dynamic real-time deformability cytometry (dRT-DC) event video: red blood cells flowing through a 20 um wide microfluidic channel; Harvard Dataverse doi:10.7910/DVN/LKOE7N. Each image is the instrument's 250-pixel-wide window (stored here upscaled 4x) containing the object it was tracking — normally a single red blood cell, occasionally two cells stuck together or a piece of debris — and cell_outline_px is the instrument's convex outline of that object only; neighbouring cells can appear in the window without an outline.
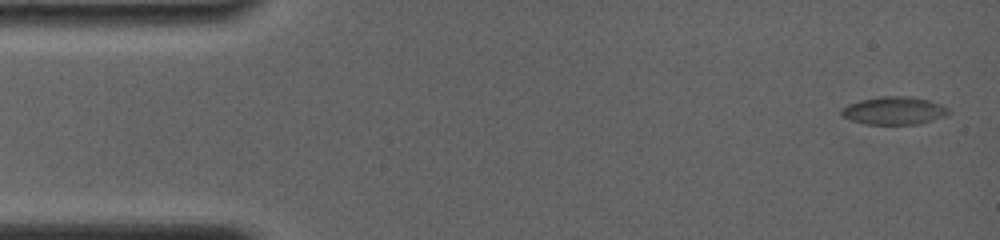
{"species": "common noctule bat (a hibernating species)", "species_latin": "Nyctalus noctula", "temperature_condition": "room temperature", "stored_images_in_passage": 10, "camera_frame_rate_fps": 4000, "um_per_image_px": 0.085, "animal": {"sex": "female", "body_mass_g": 19.0, "forearm_length_mm": 56.7}, "frame": {"image": 1, "passage_image": 1, "time_ms": 0.0, "image_size_px": [1000, 240], "cell_outline_px": [[948, 112], [944, 116], [920, 124], [868, 124], [852, 120], [844, 116], [840, 112], [840, 108], [848, 104], [860, 100], [880, 96], [912, 96], [928, 100], [940, 104], [948, 108]], "centroid_in_image_um": [75.97, 9.39], "position_along_channel_um": 9.0, "area_um2": 17.28}}
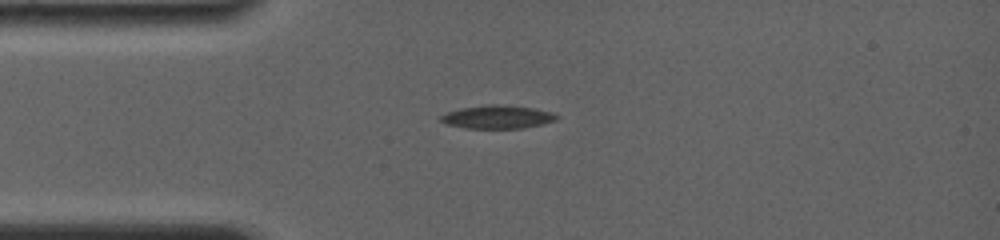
{"frame": {"image": 2, "passage_image": 7, "time_ms": 3.5, "image_size_px": [1000, 240], "cell_outline_px": [[556, 120], [540, 124], [520, 128], [468, 128], [448, 124], [440, 120], [440, 116], [448, 112], [460, 108], [492, 104], [532, 108], [548, 112], [556, 116]], "centroid_in_image_um": [42.22, 9.94], "position_along_channel_um": 42.8, "area_um2": 15.09}}
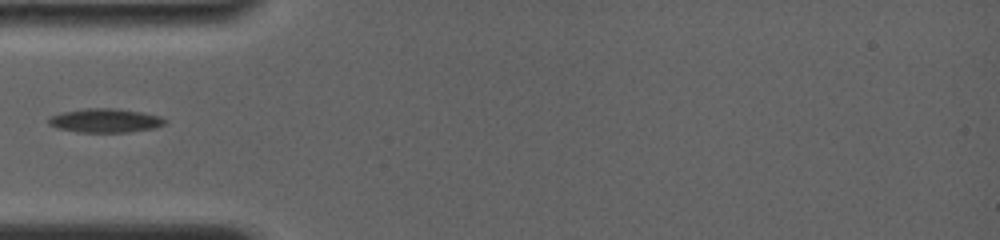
{"frame": {"image": 3, "passage_image": 9, "time_ms": 4.75, "image_size_px": [1000, 240], "cell_outline_px": [[168, 120], [164, 124], [152, 128], [128, 132], [80, 132], [60, 128], [48, 124], [48, 120], [52, 116], [64, 112], [88, 108], [108, 108], [140, 112], [160, 116]], "centroid_in_image_um": [8.97, 10.25], "position_along_channel_um": 76.0, "area_um2": 15.78}}